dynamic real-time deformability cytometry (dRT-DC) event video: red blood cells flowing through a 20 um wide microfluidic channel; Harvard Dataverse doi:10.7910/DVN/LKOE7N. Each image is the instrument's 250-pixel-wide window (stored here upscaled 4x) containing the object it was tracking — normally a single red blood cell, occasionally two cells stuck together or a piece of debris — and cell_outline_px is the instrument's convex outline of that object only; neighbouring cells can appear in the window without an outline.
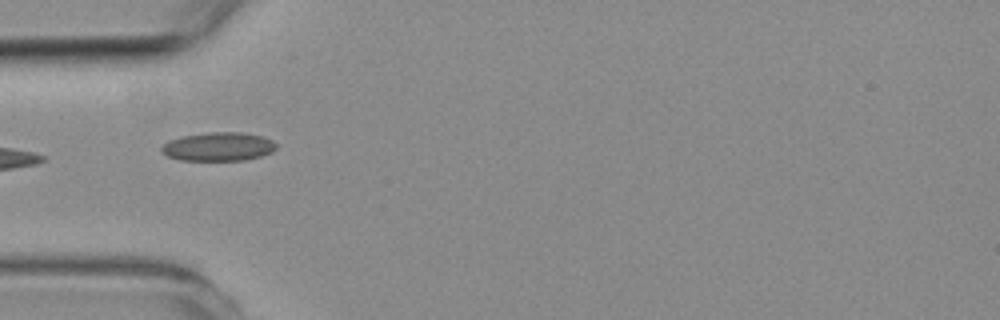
{"species": "common noctule bat (a hibernating species)", "species_latin": "Nyctalus noctula", "temperature_condition": "room temperature", "stored_images_in_passage": 25, "camera_frame_rate_fps": 3000, "um_per_image_px": 0.085, "animal": {"sex": "female", "body_mass_g": 19.3, "forearm_length_mm": 54.1}, "frame": {"image": 1, "passage_image": 1, "time_ms": 0.0, "image_size_px": [1000, 320], "cell_outline_px": [[276, 148], [272, 152], [260, 156], [244, 160], [180, 160], [168, 156], [160, 152], [160, 148], [168, 140], [184, 136], [208, 132], [240, 132], [260, 136], [272, 140], [276, 144]], "centroid_in_image_um": [18.54, 12.46], "position_along_channel_um": 66.5, "area_um2": 19.07}, "authors_computed_cell_mechanics": {"area_um2": 18.0914, "velocity_mm_per_s": 3.7411, "shape_relaxation_time_tau1_ms": null, "shape_relaxation_time_tau2_ms": 1.9329, "deformation_change_tau1": null, "deformation_change_tau2": 0.0889}}